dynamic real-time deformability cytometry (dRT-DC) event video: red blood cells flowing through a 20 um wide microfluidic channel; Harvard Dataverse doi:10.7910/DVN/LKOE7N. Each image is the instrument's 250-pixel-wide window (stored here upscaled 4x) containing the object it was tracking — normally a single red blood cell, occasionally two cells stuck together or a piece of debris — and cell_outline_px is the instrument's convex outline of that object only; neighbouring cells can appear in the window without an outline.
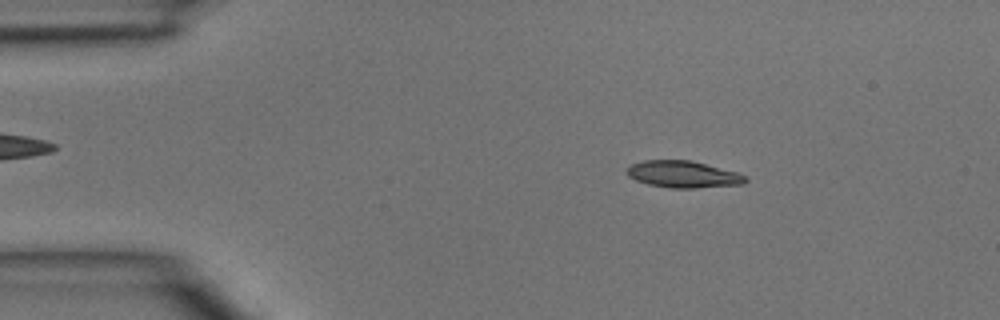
{"species": "common noctule bat (a hibernating species)", "species_latin": "Nyctalus noctula", "temperature_condition": "room temperature", "stored_images_in_passage": 41, "camera_frame_rate_fps": 3000, "um_per_image_px": 0.085, "animal": {"sex": "male", "body_mass_g": 15.6}, "frame": {"image": 1, "passage_image": 3, "time_ms": 0.667, "image_size_px": [1000, 320], "cell_outline_px": [[748, 180], [744, 184], [696, 188], [672, 188], [648, 184], [636, 180], [628, 176], [628, 168], [632, 164], [644, 160], [688, 160], [736, 172], [744, 176]], "centroid_in_image_um": [58.06, 14.82], "position_along_channel_um": 26.9, "area_um2": 18.21}}
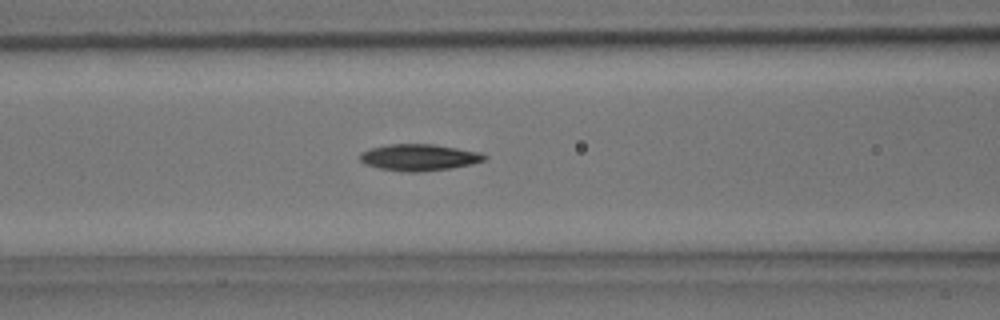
{"frame": {"image": 2, "passage_image": 14, "time_ms": 4.333, "image_size_px": [1000, 320], "cell_outline_px": [[488, 156], [484, 160], [472, 164], [452, 168], [420, 172], [408, 172], [380, 168], [364, 164], [360, 160], [360, 152], [372, 148], [388, 144], [436, 144], [480, 152]], "centroid_in_image_um": [35.64, 13.37], "position_along_channel_um": 131.0, "area_um2": 19.31}}
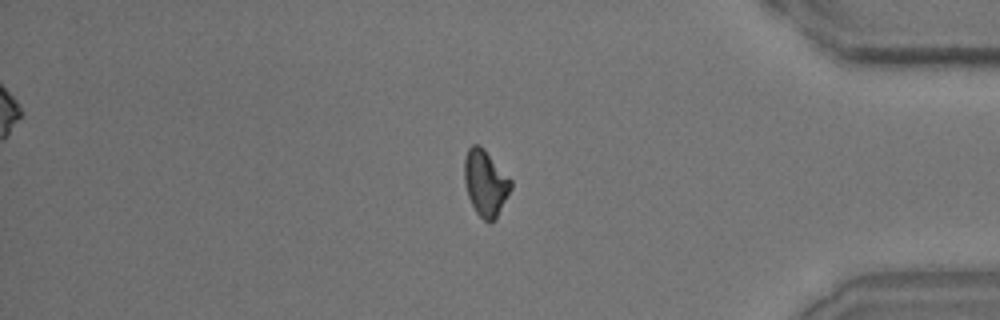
{"frame": {"image": 3, "passage_image": 34, "time_ms": 11.0, "image_size_px": [1000, 320], "cell_outline_px": [[512, 188], [496, 220], [488, 224], [476, 212], [468, 196], [464, 180], [464, 160], [468, 148], [472, 144], [480, 144], [484, 148], [512, 180]], "centroid_in_image_um": [41.27, 15.56], "position_along_channel_um": 393.9, "area_um2": 18.15}}